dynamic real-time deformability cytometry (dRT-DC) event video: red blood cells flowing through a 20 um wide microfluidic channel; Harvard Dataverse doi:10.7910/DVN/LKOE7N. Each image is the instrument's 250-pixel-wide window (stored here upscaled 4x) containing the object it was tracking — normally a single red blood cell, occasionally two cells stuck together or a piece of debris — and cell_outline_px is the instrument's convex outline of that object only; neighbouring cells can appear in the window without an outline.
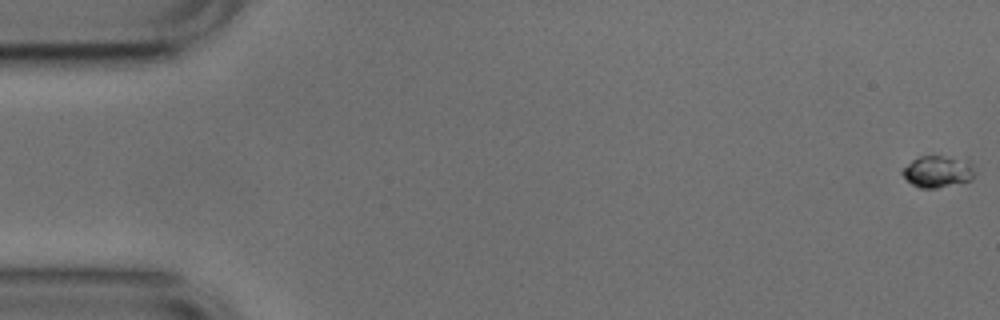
{"species": "common noctule bat (a hibernating species)", "species_latin": "Nyctalus noctula", "temperature_condition": "cold", "stored_images_in_passage": 14, "camera_frame_rate_fps": 3000, "um_per_image_px": 0.085, "animal": {"sex": "male", "body_mass_g": 17.9, "forearm_length_mm": 54.2}, "frame": {"image": 1, "passage_image": 1, "time_ms": 0.0, "image_size_px": [1000, 320], "cell_outline_px": [[972, 180], [936, 188], [920, 188], [912, 184], [900, 172], [900, 168], [912, 160], [920, 156], [940, 156], [968, 160], [972, 164]], "centroid_in_image_um": [79.65, 14.58], "position_along_channel_um": 5.4, "area_um2": 13.24}}
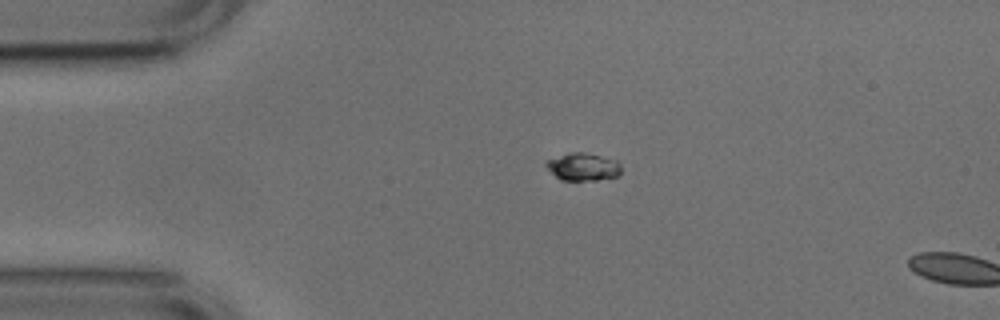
{"frame": {"image": 2, "passage_image": 12, "time_ms": 3.667, "image_size_px": [1000, 320], "cell_outline_px": [[620, 176], [596, 180], [560, 180], [544, 164], [548, 160], [572, 152], [580, 152], [620, 160]], "centroid_in_image_um": [49.61, 14.19], "position_along_channel_um": 35.4, "area_um2": 11.96}}